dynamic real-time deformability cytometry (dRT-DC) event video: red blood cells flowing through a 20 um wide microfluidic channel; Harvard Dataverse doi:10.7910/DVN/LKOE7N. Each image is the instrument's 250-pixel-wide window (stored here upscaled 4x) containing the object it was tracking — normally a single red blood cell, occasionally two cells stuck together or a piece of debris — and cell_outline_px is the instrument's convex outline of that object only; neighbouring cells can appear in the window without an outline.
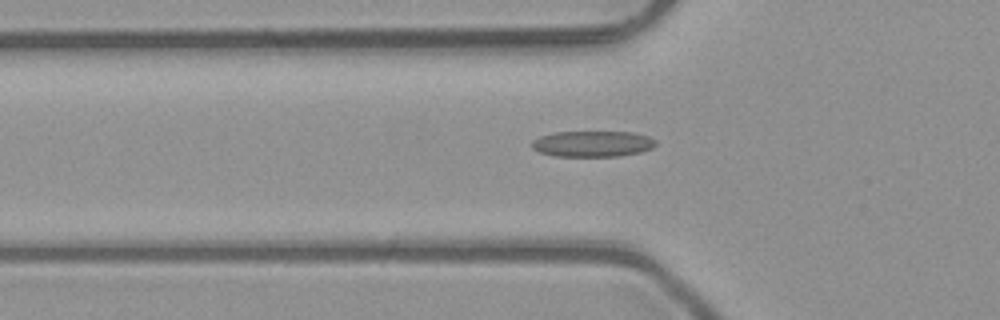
{"species": "common noctule bat (a hibernating species)", "species_latin": "Nyctalus noctula", "temperature_condition": "room temperature", "stored_images_in_passage": 33, "camera_frame_rate_fps": 3000, "um_per_image_px": 0.085, "animal": {"sex": "male", "body_mass_g": 23.1, "forearm_length_mm": 52.7}, "frame": {"image": 1, "passage_image": 4, "time_ms": 1.0, "image_size_px": [1000, 320], "cell_outline_px": [[656, 144], [652, 148], [640, 152], [620, 156], [552, 156], [540, 152], [532, 148], [532, 140], [540, 136], [556, 132], [632, 132], [648, 136], [656, 140]], "centroid_in_image_um": [50.37, 12.22], "position_along_channel_um": 75.4, "area_um2": 18.73}}
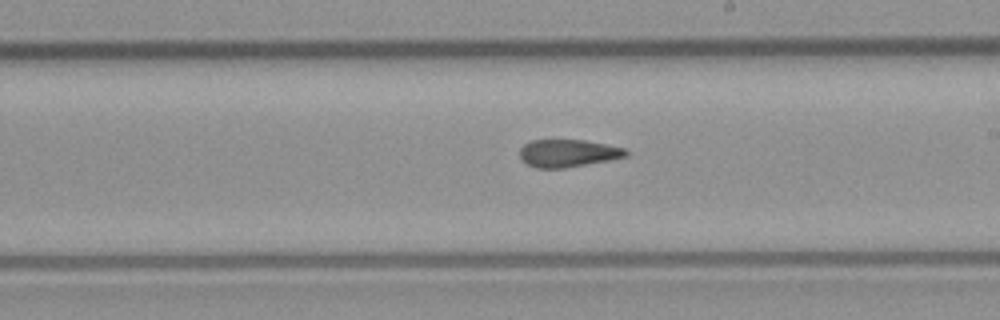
{"frame": {"image": 2, "passage_image": 16, "time_ms": 5.0, "image_size_px": [1000, 320], "cell_outline_px": [[628, 156], [608, 160], [564, 168], [536, 168], [520, 160], [520, 148], [524, 144], [532, 140], [584, 140], [624, 148], [628, 152]], "centroid_in_image_um": [48.24, 13.02], "position_along_channel_um": 240.8, "area_um2": 16.94}}
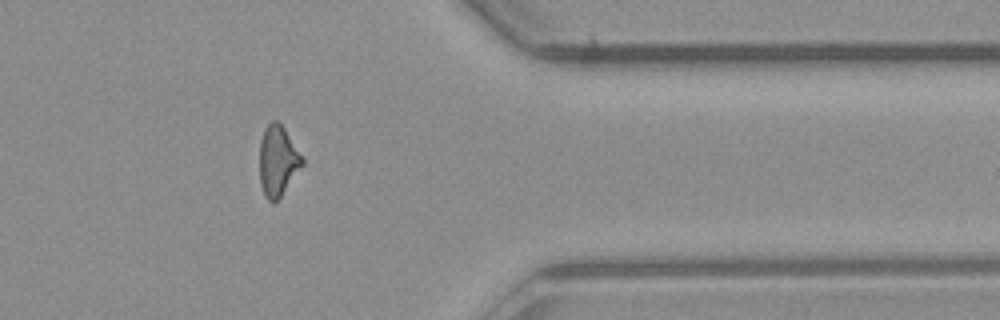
{"frame": {"image": 3, "passage_image": 28, "time_ms": 9.0, "image_size_px": [1000, 320], "cell_outline_px": [[304, 164], [280, 196], [272, 204], [264, 196], [260, 184], [260, 140], [264, 128], [272, 120], [280, 120], [304, 160]], "centroid_in_image_um": [23.6, 13.64], "position_along_channel_um": 387.8, "area_um2": 17.57}}